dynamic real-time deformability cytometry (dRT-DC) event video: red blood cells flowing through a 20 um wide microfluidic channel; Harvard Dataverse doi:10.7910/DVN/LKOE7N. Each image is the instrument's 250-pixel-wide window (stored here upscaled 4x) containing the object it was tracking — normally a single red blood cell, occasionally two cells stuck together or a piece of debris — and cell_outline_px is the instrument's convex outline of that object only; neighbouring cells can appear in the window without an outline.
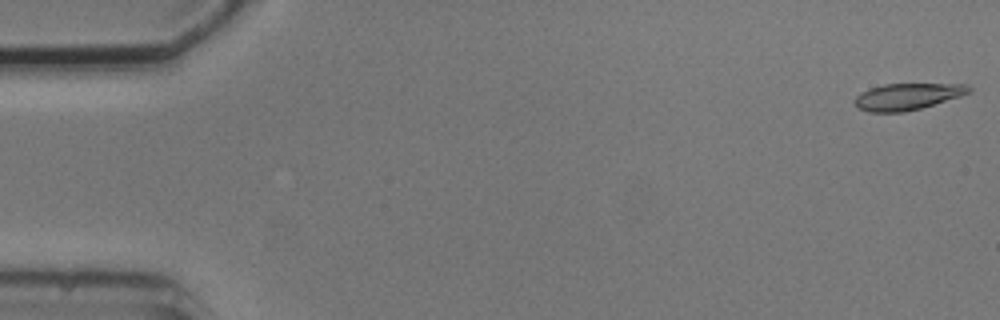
{"species": "common noctule bat (a hibernating species)", "species_latin": "Nyctalus noctula", "temperature_condition": "cold", "stored_images_in_passage": 6, "camera_frame_rate_fps": 3000, "um_per_image_px": 0.085, "animal": {"sex": "male", "body_mass_g": 20.5, "forearm_length_mm": 52.5}, "frame": {"image": 1, "passage_image": 1, "time_ms": 0.0, "image_size_px": [1000, 320], "cell_outline_px": [[972, 92], [960, 96], [920, 108], [904, 112], [868, 112], [856, 108], [852, 104], [852, 100], [860, 92], [868, 88], [884, 84], [968, 84], [972, 88]], "centroid_in_image_um": [77.06, 8.21], "position_along_channel_um": 7.9, "area_um2": 17.92}}
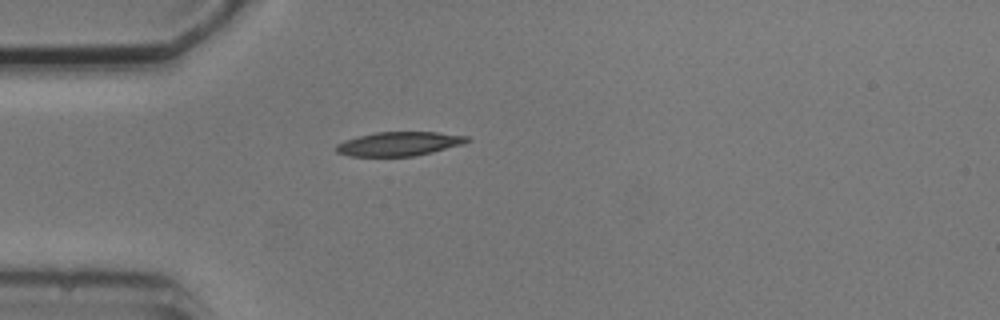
{"frame": {"image": 2, "passage_image": 5, "time_ms": 4.667, "image_size_px": [1000, 320], "cell_outline_px": [[472, 140], [464, 144], [416, 156], [352, 156], [336, 152], [336, 144], [344, 140], [356, 136], [376, 132], [436, 132], [468, 136]], "centroid_in_image_um": [33.94, 12.22], "position_along_channel_um": 51.1, "area_um2": 18.44}}